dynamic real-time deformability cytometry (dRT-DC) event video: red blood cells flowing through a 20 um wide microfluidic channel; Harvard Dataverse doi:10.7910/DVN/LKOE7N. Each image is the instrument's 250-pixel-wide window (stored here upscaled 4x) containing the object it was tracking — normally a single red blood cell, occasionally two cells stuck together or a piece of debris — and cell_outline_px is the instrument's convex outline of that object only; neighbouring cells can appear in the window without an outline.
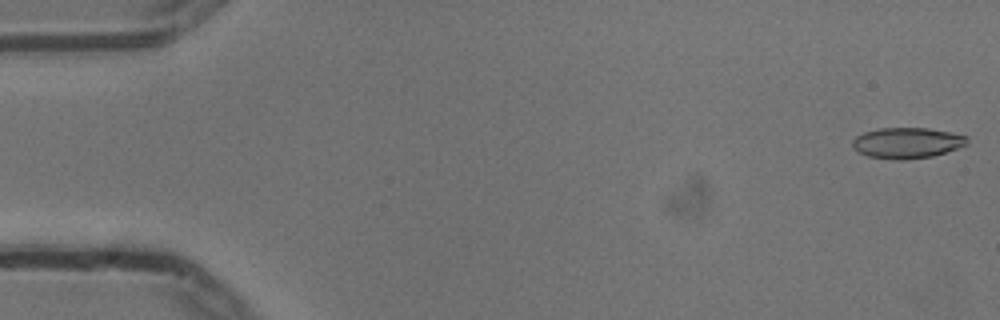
{"species": "common noctule bat (a hibernating species)", "species_latin": "Nyctalus noctula", "temperature_condition": "cold", "stored_images_in_passage": 48, "camera_frame_rate_fps": 3000, "um_per_image_px": 0.085, "animal": {"sex": "male", "body_mass_g": 13.3}, "frame": {"image": 1, "passage_image": 1, "time_ms": 0.0, "image_size_px": [1000, 320], "cell_outline_px": [[968, 144], [932, 156], [904, 160], [896, 160], [868, 156], [860, 152], [852, 144], [852, 140], [856, 136], [864, 132], [880, 128], [928, 128], [968, 136]], "centroid_in_image_um": [77.1, 12.14], "position_along_channel_um": 7.9, "area_um2": 20.35}}
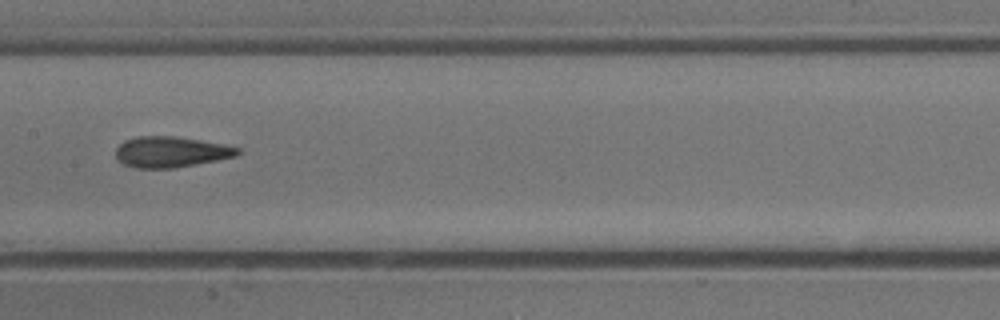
{"frame": {"image": 2, "passage_image": 27, "time_ms": 8.667, "image_size_px": [1000, 320], "cell_outline_px": [[240, 152], [236, 156], [216, 160], [172, 168], [136, 168], [124, 164], [116, 156], [116, 148], [124, 140], [136, 136], [176, 136], [224, 144], [240, 148]], "centroid_in_image_um": [14.51, 12.9], "position_along_channel_um": 192.9, "area_um2": 21.73}}
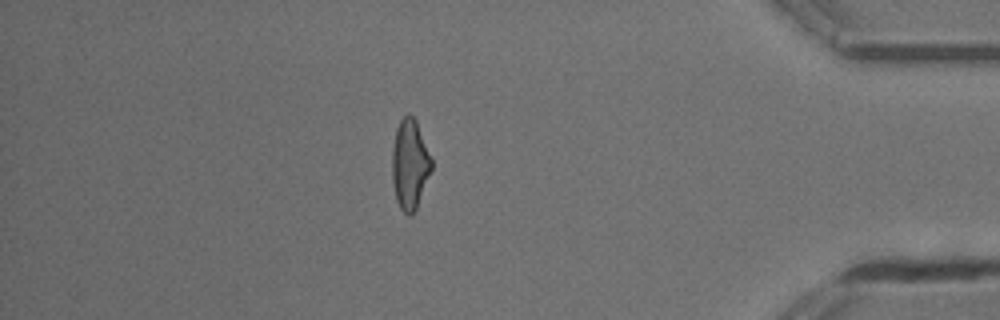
{"frame": {"image": 3, "passage_image": 47, "time_ms": 15.333, "image_size_px": [1000, 320], "cell_outline_px": [[432, 168], [416, 208], [412, 216], [408, 216], [400, 208], [396, 200], [392, 180], [392, 148], [396, 128], [400, 120], [408, 112], [416, 120], [432, 160]], "centroid_in_image_um": [34.82, 13.96], "position_along_channel_um": 400.4, "area_um2": 20.58}}